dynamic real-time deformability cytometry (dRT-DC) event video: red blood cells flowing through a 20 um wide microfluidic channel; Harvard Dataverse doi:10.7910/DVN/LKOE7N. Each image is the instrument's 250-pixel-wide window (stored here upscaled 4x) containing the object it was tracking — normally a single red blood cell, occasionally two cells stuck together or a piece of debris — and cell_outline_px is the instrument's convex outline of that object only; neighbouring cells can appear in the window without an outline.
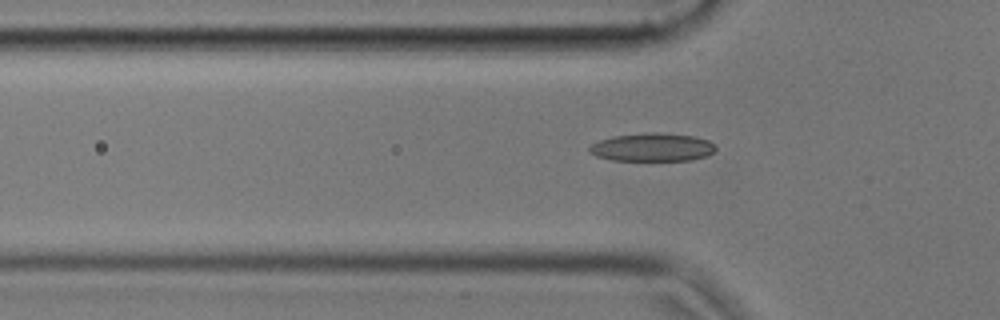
{"species": "common noctule bat (a hibernating species)", "species_latin": "Nyctalus noctula", "temperature_condition": "cold", "stored_images_in_passage": 47, "camera_frame_rate_fps": 3000, "um_per_image_px": 0.085, "animal": {"sex": "male", "body_mass_g": 17.9, "forearm_length_mm": 54.2}, "frame": {"image": 1, "passage_image": 14, "time_ms": 4.333, "image_size_px": [1000, 320], "cell_outline_px": [[716, 148], [708, 156], [692, 160], [612, 160], [596, 156], [588, 152], [588, 148], [592, 144], [600, 140], [612, 136], [648, 132], [656, 132], [692, 136], [708, 140], [716, 144]], "centroid_in_image_um": [55.44, 12.51], "position_along_channel_um": 70.4, "area_um2": 20.81}}
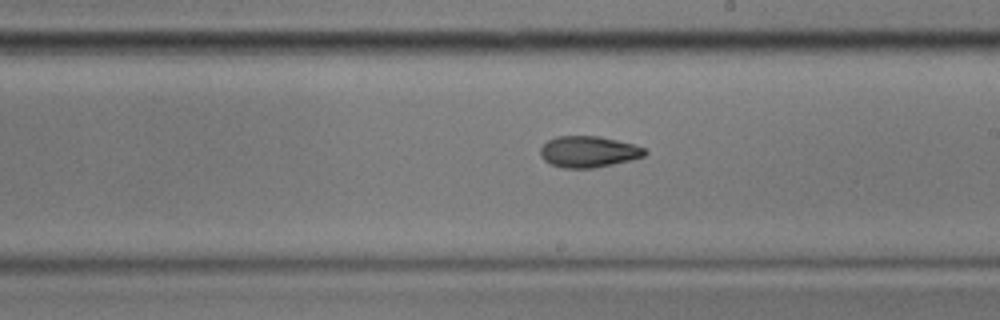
{"frame": {"image": 2, "passage_image": 28, "time_ms": 9.0, "image_size_px": [1000, 320], "cell_outline_px": [[648, 152], [644, 156], [612, 164], [592, 168], [564, 168], [552, 164], [544, 160], [540, 156], [540, 148], [548, 140], [556, 136], [600, 136], [632, 144], [644, 148]], "centroid_in_image_um": [49.99, 12.89], "position_along_channel_um": 239.0, "area_um2": 18.84}}
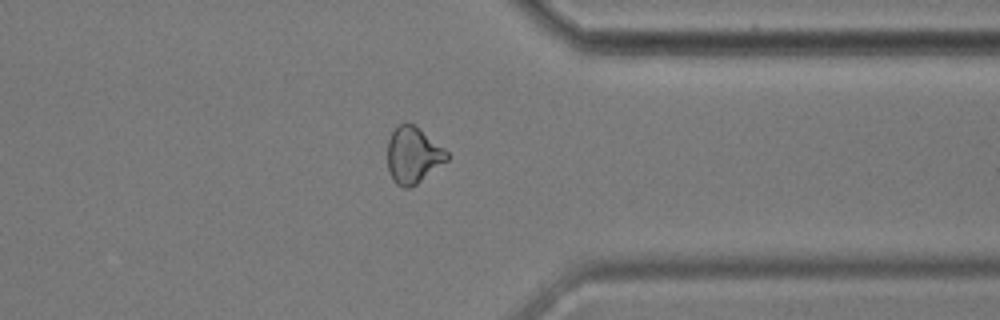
{"frame": {"image": 3, "passage_image": 40, "time_ms": 13.0, "image_size_px": [1000, 320], "cell_outline_px": [[448, 160], [416, 184], [408, 188], [404, 188], [396, 184], [392, 180], [388, 172], [388, 140], [392, 132], [400, 124], [412, 124], [444, 148], [448, 152]], "centroid_in_image_um": [35.09, 13.23], "position_along_channel_um": 376.3, "area_um2": 19.19}}